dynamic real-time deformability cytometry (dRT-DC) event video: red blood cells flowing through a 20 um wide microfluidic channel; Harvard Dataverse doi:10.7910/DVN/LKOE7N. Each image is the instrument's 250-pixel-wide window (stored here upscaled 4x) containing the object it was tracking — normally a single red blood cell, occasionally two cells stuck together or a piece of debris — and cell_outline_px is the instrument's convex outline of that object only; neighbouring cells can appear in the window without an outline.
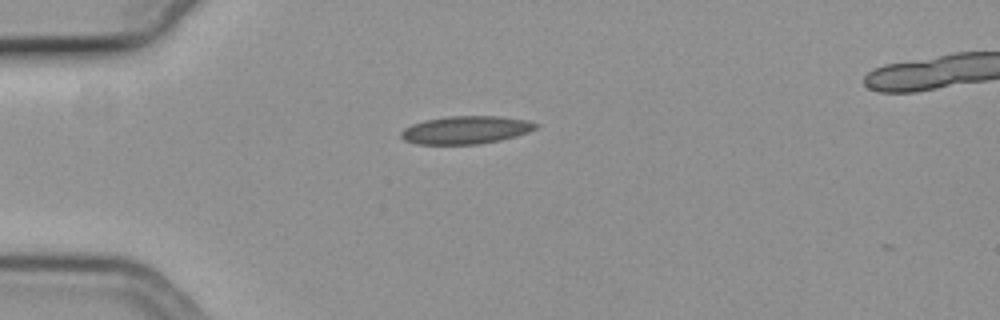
{"species": "common noctule bat (a hibernating species)", "species_latin": "Nyctalus noctula", "temperature_condition": "cold", "stored_images_in_passage": 43, "segment_of_instrument_passage": [1, 2], "camera_frame_rate_fps": 3000, "um_per_image_px": 0.085, "animal": {"sex": "female", "body_mass_g": 19.3, "forearm_length_mm": 54.1}, "frame": {"image": 1, "passage_image": 1, "time_ms": 0.0, "image_size_px": [1000, 320], "cell_outline_px": [[540, 124], [536, 128], [528, 132], [516, 136], [500, 140], [480, 144], [416, 144], [404, 140], [400, 136], [400, 132], [404, 128], [412, 124], [424, 120], [448, 116], [500, 116], [528, 120]], "centroid_in_image_um": [39.6, 11.04], "position_along_channel_um": 45.4, "area_um2": 22.02}}
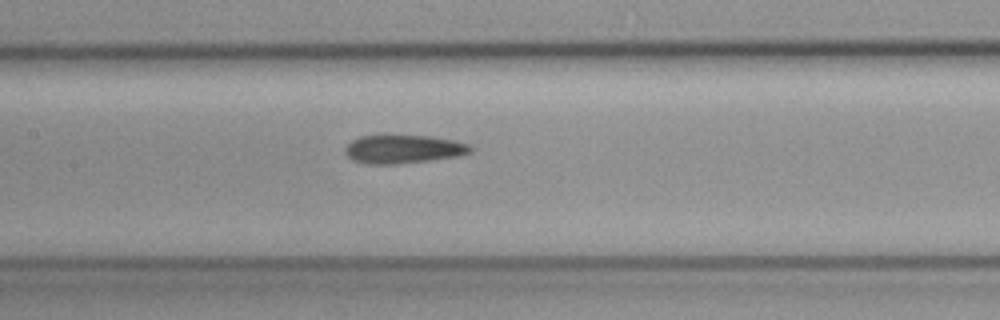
{"frame": {"image": 2, "passage_image": 13, "time_ms": 4.0, "image_size_px": [1000, 320], "cell_outline_px": [[472, 152], [460, 156], [396, 164], [368, 164], [352, 160], [344, 152], [344, 148], [352, 140], [360, 136], [384, 132], [432, 136], [472, 144]], "centroid_in_image_um": [34.26, 12.62], "position_along_channel_um": 173.1, "area_um2": 21.79}}
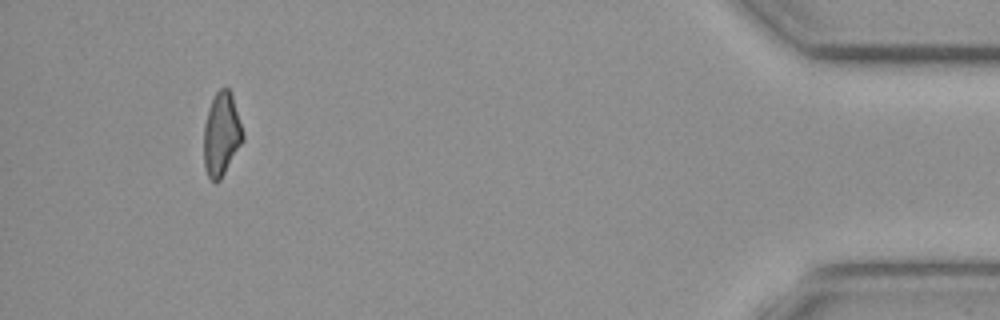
{"frame": {"image": 3, "passage_image": 38, "time_ms": 12.333, "image_size_px": [1000, 320], "cell_outline_px": [[244, 140], [220, 180], [212, 180], [208, 176], [204, 168], [204, 124], [208, 108], [216, 92], [220, 88], [228, 88], [232, 92], [244, 132]], "centroid_in_image_um": [18.84, 11.38], "position_along_channel_um": 416.4, "area_um2": 19.13}}